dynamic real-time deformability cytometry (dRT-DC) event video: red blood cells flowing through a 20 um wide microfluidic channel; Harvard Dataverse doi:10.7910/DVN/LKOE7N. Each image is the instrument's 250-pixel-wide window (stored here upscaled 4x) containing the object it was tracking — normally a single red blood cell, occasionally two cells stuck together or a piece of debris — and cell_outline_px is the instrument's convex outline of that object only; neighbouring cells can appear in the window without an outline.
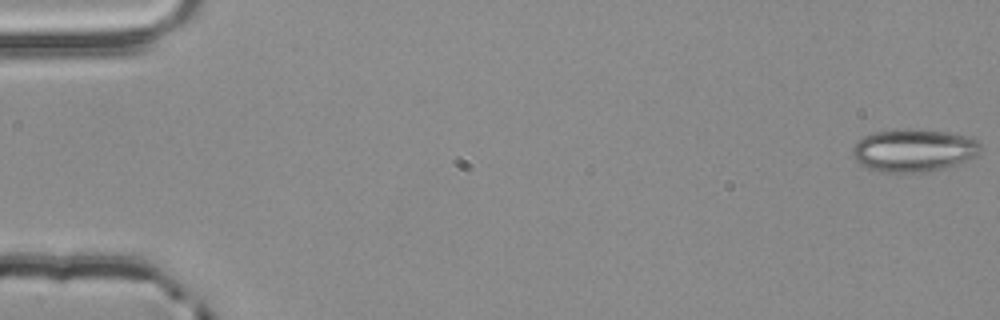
{"species": "common noctule bat (a hibernating species)", "species_latin": "Nyctalus noctula", "temperature_condition": "room temperature", "stored_images_in_passage": 55, "camera_frame_rate_fps": 3000, "um_per_image_px": 0.085, "animal": {"sex": "male", "body_mass_g": 20.4}, "frame": {"image": 1, "passage_image": 1, "time_ms": 0.0, "image_size_px": [1000, 320], "cell_outline_px": [[984, 148], [980, 156], [944, 168], [920, 172], [884, 172], [868, 168], [860, 164], [852, 156], [852, 148], [864, 136], [876, 132], [948, 132], [964, 136], [976, 140]], "centroid_in_image_um": [77.72, 12.83], "position_along_channel_um": 7.3, "area_um2": 30.87}}
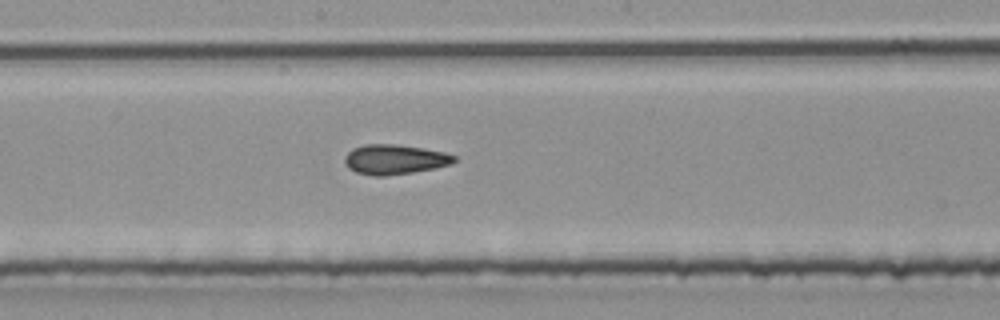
{"frame": {"image": 2, "passage_image": 30, "time_ms": 9.667, "image_size_px": [1000, 320], "cell_outline_px": [[456, 160], [452, 164], [436, 168], [412, 172], [384, 176], [372, 176], [356, 172], [348, 168], [344, 160], [344, 156], [352, 148], [364, 144], [396, 144], [424, 148], [444, 152], [456, 156]], "centroid_in_image_um": [33.54, 13.55], "position_along_channel_um": 214.7, "area_um2": 19.19}}
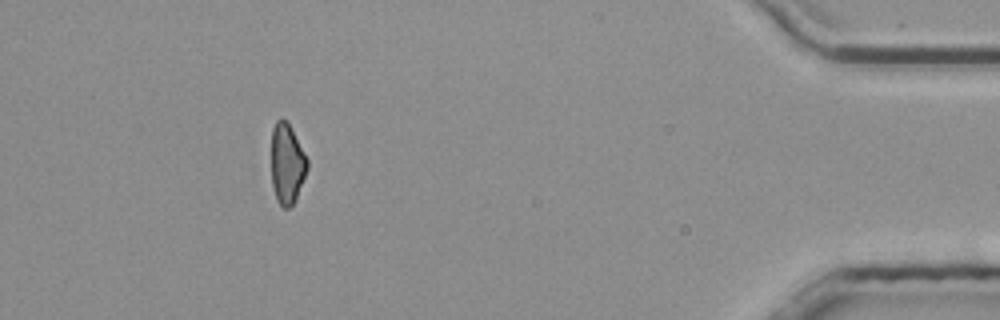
{"frame": {"image": 3, "passage_image": 50, "time_ms": 16.333, "image_size_px": [1000, 320], "cell_outline_px": [[308, 168], [296, 196], [292, 204], [288, 208], [284, 208], [276, 200], [272, 184], [272, 128], [276, 120], [280, 116], [288, 124], [308, 160]], "centroid_in_image_um": [24.37, 13.91], "position_along_channel_um": 410.8, "area_um2": 16.42}, "authors_computed_cell_mechanics": {"area_um2": 18.7272, "velocity_mm_per_s": 3.8612, "shape_relaxation_time_tau1_ms": 8.6591, "shape_relaxation_time_tau2_ms": 2.798, "deformation_change_tau1": 0.1335, "deformation_change_tau2": 0.1055}}